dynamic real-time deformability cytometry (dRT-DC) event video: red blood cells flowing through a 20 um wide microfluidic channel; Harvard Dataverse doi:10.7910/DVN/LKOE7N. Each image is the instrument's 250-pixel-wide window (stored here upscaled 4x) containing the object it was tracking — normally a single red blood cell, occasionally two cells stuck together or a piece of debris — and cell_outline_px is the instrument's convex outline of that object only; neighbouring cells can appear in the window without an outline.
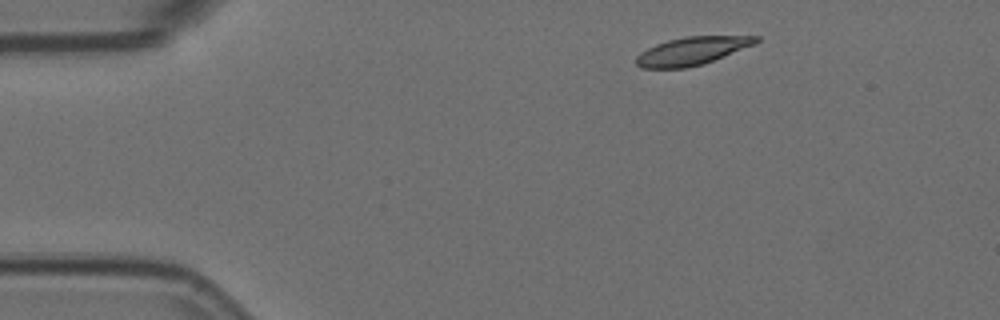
{"species": "Egyptian fruit bat (a non-hibernating species)", "species_latin": "Rousettus aegyptiacus", "temperature_condition": "room temperature", "stored_images_in_passage": 3, "camera_frame_rate_fps": 3000, "um_per_image_px": 0.085, "animal": {"sex": "female"}, "frame": {"image": 1, "passage_image": 1, "time_ms": 0.0, "image_size_px": [1000, 320], "cell_outline_px": [[760, 40], [756, 44], [704, 64], [684, 68], [640, 68], [636, 64], [636, 56], [640, 52], [656, 44], [668, 40], [684, 36], [760, 36]], "centroid_in_image_um": [58.83, 4.33], "position_along_channel_um": 26.2, "area_um2": 19.65}}